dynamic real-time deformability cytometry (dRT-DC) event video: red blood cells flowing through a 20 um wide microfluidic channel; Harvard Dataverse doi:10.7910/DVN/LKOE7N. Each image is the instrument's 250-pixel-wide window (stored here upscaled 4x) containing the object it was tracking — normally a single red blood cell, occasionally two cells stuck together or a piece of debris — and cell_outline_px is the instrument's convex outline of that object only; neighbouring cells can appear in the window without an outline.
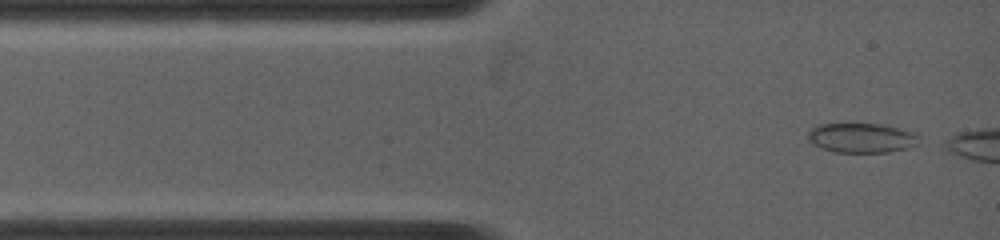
{"species": "common noctule bat (a hibernating species)", "species_latin": "Nyctalus noctula", "temperature_condition": "warm", "stored_images_in_passage": 8, "camera_frame_rate_fps": 5000, "um_per_image_px": 0.085, "animal": {"sex": "female", "body_mass_g": 19.0, "forearm_length_mm": 53.3}, "frame": {"image": 1, "passage_image": 1, "time_ms": 0.0, "image_size_px": [1000, 240], "cell_outline_px": [[920, 136], [916, 144], [908, 148], [888, 152], [836, 152], [824, 148], [808, 140], [808, 132], [812, 128], [820, 124], [880, 124], [900, 128], [916, 132]], "centroid_in_image_um": [73.28, 11.71], "position_along_channel_um": 11.7, "area_um2": 19.02}}
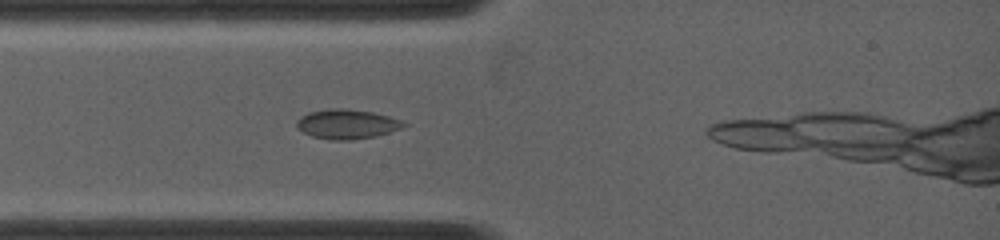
{"frame": {"image": 2, "passage_image": 5, "time_ms": 0.8, "image_size_px": [1000, 240], "cell_outline_px": [[408, 124], [404, 128], [376, 136], [352, 140], [328, 140], [312, 136], [296, 128], [296, 120], [300, 116], [308, 112], [328, 108], [344, 108], [372, 112], [388, 116], [400, 120]], "centroid_in_image_um": [29.47, 10.55], "position_along_channel_um": 55.5, "area_um2": 18.67}}